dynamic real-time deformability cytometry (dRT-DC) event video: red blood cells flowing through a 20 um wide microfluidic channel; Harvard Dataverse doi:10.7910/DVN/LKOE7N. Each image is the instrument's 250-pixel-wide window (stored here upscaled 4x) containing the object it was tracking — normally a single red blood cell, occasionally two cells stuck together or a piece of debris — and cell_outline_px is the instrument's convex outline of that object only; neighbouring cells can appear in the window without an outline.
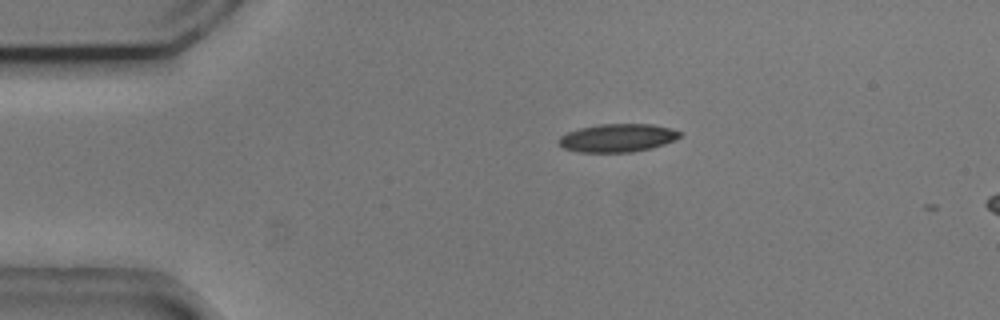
{"species": "common noctule bat (a hibernating species)", "species_latin": "Nyctalus noctula", "temperature_condition": "cold", "stored_images_in_passage": 3, "camera_frame_rate_fps": 3000, "um_per_image_px": 0.085, "animal": {"sex": "male", "body_mass_g": 20.5, "forearm_length_mm": 52.5}, "frame": {"image": 1, "passage_image": 1, "time_ms": 0.0, "image_size_px": [1000, 320], "cell_outline_px": [[684, 136], [664, 144], [652, 148], [632, 152], [580, 152], [564, 148], [556, 140], [560, 136], [568, 132], [580, 128], [600, 124], [652, 124], [672, 128], [684, 132]], "centroid_in_image_um": [52.55, 11.71], "position_along_channel_um": 32.4, "area_um2": 20.06}}